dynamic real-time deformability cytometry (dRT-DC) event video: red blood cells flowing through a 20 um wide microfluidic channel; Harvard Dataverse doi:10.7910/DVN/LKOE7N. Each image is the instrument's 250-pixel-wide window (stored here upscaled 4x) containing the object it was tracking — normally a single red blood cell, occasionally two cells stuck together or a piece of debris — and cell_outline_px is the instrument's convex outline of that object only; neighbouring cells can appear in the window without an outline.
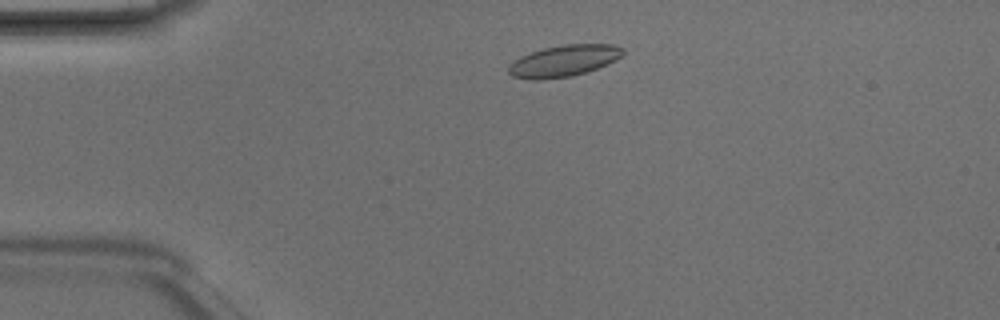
{"species": "Egyptian fruit bat (a non-hibernating species)", "species_latin": "Rousettus aegyptiacus", "temperature_condition": "room temperature", "stored_images_in_passage": 3, "camera_frame_rate_fps": 3000, "um_per_image_px": 0.085, "animal": {"sex": "male"}, "frame": {"image": 1, "passage_image": 2, "time_ms": 0.333, "image_size_px": [1000, 320], "cell_outline_px": [[624, 52], [616, 60], [608, 64], [588, 72], [572, 76], [540, 80], [532, 80], [512, 76], [508, 72], [508, 64], [520, 56], [544, 48], [564, 44], [612, 44], [624, 48]], "centroid_in_image_um": [47.92, 5.18], "position_along_channel_um": 37.1, "area_um2": 21.15}}